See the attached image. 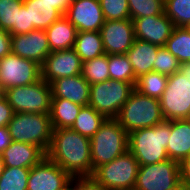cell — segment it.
Returning <instances> with one entry per match:
<instances>
[{"mask_svg":"<svg viewBox=\"0 0 190 190\" xmlns=\"http://www.w3.org/2000/svg\"><path fill=\"white\" fill-rule=\"evenodd\" d=\"M184 28L190 33V23Z\"/></svg>","mask_w":190,"mask_h":190,"instance_id":"c3c4849f","label":"cell"},{"mask_svg":"<svg viewBox=\"0 0 190 190\" xmlns=\"http://www.w3.org/2000/svg\"><path fill=\"white\" fill-rule=\"evenodd\" d=\"M64 16L78 32L100 31L105 23L99 0H71Z\"/></svg>","mask_w":190,"mask_h":190,"instance_id":"5bb4252c","label":"cell"},{"mask_svg":"<svg viewBox=\"0 0 190 190\" xmlns=\"http://www.w3.org/2000/svg\"><path fill=\"white\" fill-rule=\"evenodd\" d=\"M180 182L190 185V156L179 162Z\"/></svg>","mask_w":190,"mask_h":190,"instance_id":"60d3db41","label":"cell"},{"mask_svg":"<svg viewBox=\"0 0 190 190\" xmlns=\"http://www.w3.org/2000/svg\"><path fill=\"white\" fill-rule=\"evenodd\" d=\"M12 141L33 144L47 152L52 138L50 114L14 113L8 123Z\"/></svg>","mask_w":190,"mask_h":190,"instance_id":"5b68a950","label":"cell"},{"mask_svg":"<svg viewBox=\"0 0 190 190\" xmlns=\"http://www.w3.org/2000/svg\"><path fill=\"white\" fill-rule=\"evenodd\" d=\"M167 81V75L152 71L137 78L134 87L142 95L160 99L166 89Z\"/></svg>","mask_w":190,"mask_h":190,"instance_id":"4316f807","label":"cell"},{"mask_svg":"<svg viewBox=\"0 0 190 190\" xmlns=\"http://www.w3.org/2000/svg\"><path fill=\"white\" fill-rule=\"evenodd\" d=\"M92 170L128 151V133L115 119H106L90 139Z\"/></svg>","mask_w":190,"mask_h":190,"instance_id":"277c9868","label":"cell"},{"mask_svg":"<svg viewBox=\"0 0 190 190\" xmlns=\"http://www.w3.org/2000/svg\"><path fill=\"white\" fill-rule=\"evenodd\" d=\"M4 97L14 113L50 114L51 84L42 78L33 84L8 88L4 91Z\"/></svg>","mask_w":190,"mask_h":190,"instance_id":"8992f818","label":"cell"},{"mask_svg":"<svg viewBox=\"0 0 190 190\" xmlns=\"http://www.w3.org/2000/svg\"><path fill=\"white\" fill-rule=\"evenodd\" d=\"M105 120L106 118L90 105L82 106L71 129L91 139Z\"/></svg>","mask_w":190,"mask_h":190,"instance_id":"484cf974","label":"cell"},{"mask_svg":"<svg viewBox=\"0 0 190 190\" xmlns=\"http://www.w3.org/2000/svg\"><path fill=\"white\" fill-rule=\"evenodd\" d=\"M166 121L188 119L190 116V77L179 71L168 76L166 89L160 98Z\"/></svg>","mask_w":190,"mask_h":190,"instance_id":"9c48e42d","label":"cell"},{"mask_svg":"<svg viewBox=\"0 0 190 190\" xmlns=\"http://www.w3.org/2000/svg\"><path fill=\"white\" fill-rule=\"evenodd\" d=\"M130 19L151 17L164 13V0H128Z\"/></svg>","mask_w":190,"mask_h":190,"instance_id":"d6a6232c","label":"cell"},{"mask_svg":"<svg viewBox=\"0 0 190 190\" xmlns=\"http://www.w3.org/2000/svg\"><path fill=\"white\" fill-rule=\"evenodd\" d=\"M1 156L5 167L31 169L46 157V153L36 145L12 141L10 146L2 152Z\"/></svg>","mask_w":190,"mask_h":190,"instance_id":"d6986e66","label":"cell"},{"mask_svg":"<svg viewBox=\"0 0 190 190\" xmlns=\"http://www.w3.org/2000/svg\"><path fill=\"white\" fill-rule=\"evenodd\" d=\"M171 134V121L142 128L128 134V150L138 164L148 165L169 159L166 147Z\"/></svg>","mask_w":190,"mask_h":190,"instance_id":"7a4b0ae2","label":"cell"},{"mask_svg":"<svg viewBox=\"0 0 190 190\" xmlns=\"http://www.w3.org/2000/svg\"><path fill=\"white\" fill-rule=\"evenodd\" d=\"M12 143V138L8 126L0 127V154L6 150Z\"/></svg>","mask_w":190,"mask_h":190,"instance_id":"b9f144b4","label":"cell"},{"mask_svg":"<svg viewBox=\"0 0 190 190\" xmlns=\"http://www.w3.org/2000/svg\"><path fill=\"white\" fill-rule=\"evenodd\" d=\"M179 182V162L167 159L139 166L134 190H170Z\"/></svg>","mask_w":190,"mask_h":190,"instance_id":"8fae6325","label":"cell"},{"mask_svg":"<svg viewBox=\"0 0 190 190\" xmlns=\"http://www.w3.org/2000/svg\"><path fill=\"white\" fill-rule=\"evenodd\" d=\"M13 114L14 112L12 107L9 105L7 99L3 97L0 100V127L8 126Z\"/></svg>","mask_w":190,"mask_h":190,"instance_id":"f35d334b","label":"cell"},{"mask_svg":"<svg viewBox=\"0 0 190 190\" xmlns=\"http://www.w3.org/2000/svg\"><path fill=\"white\" fill-rule=\"evenodd\" d=\"M11 53L42 65L51 53L46 31L34 29L26 34L11 35Z\"/></svg>","mask_w":190,"mask_h":190,"instance_id":"2e32d148","label":"cell"},{"mask_svg":"<svg viewBox=\"0 0 190 190\" xmlns=\"http://www.w3.org/2000/svg\"><path fill=\"white\" fill-rule=\"evenodd\" d=\"M11 53V35L0 29V58Z\"/></svg>","mask_w":190,"mask_h":190,"instance_id":"ab89813d","label":"cell"},{"mask_svg":"<svg viewBox=\"0 0 190 190\" xmlns=\"http://www.w3.org/2000/svg\"><path fill=\"white\" fill-rule=\"evenodd\" d=\"M110 79L132 83L134 86L137 79L126 54L108 55Z\"/></svg>","mask_w":190,"mask_h":190,"instance_id":"f546056e","label":"cell"},{"mask_svg":"<svg viewBox=\"0 0 190 190\" xmlns=\"http://www.w3.org/2000/svg\"><path fill=\"white\" fill-rule=\"evenodd\" d=\"M170 190H190V185L179 182L174 188Z\"/></svg>","mask_w":190,"mask_h":190,"instance_id":"f6af8a7d","label":"cell"},{"mask_svg":"<svg viewBox=\"0 0 190 190\" xmlns=\"http://www.w3.org/2000/svg\"><path fill=\"white\" fill-rule=\"evenodd\" d=\"M166 152L170 160L180 162L190 156V121L171 120V134Z\"/></svg>","mask_w":190,"mask_h":190,"instance_id":"ffe728a7","label":"cell"},{"mask_svg":"<svg viewBox=\"0 0 190 190\" xmlns=\"http://www.w3.org/2000/svg\"><path fill=\"white\" fill-rule=\"evenodd\" d=\"M105 21L130 19L128 0H99Z\"/></svg>","mask_w":190,"mask_h":190,"instance_id":"836d02e7","label":"cell"},{"mask_svg":"<svg viewBox=\"0 0 190 190\" xmlns=\"http://www.w3.org/2000/svg\"><path fill=\"white\" fill-rule=\"evenodd\" d=\"M30 168L5 167L0 176V190H27Z\"/></svg>","mask_w":190,"mask_h":190,"instance_id":"4dcf8cb0","label":"cell"},{"mask_svg":"<svg viewBox=\"0 0 190 190\" xmlns=\"http://www.w3.org/2000/svg\"><path fill=\"white\" fill-rule=\"evenodd\" d=\"M129 134L132 131L156 126L165 121L160 99L133 90L115 118Z\"/></svg>","mask_w":190,"mask_h":190,"instance_id":"3957f363","label":"cell"},{"mask_svg":"<svg viewBox=\"0 0 190 190\" xmlns=\"http://www.w3.org/2000/svg\"><path fill=\"white\" fill-rule=\"evenodd\" d=\"M105 54H126L135 41L131 19L105 21L100 29Z\"/></svg>","mask_w":190,"mask_h":190,"instance_id":"9a60e30c","label":"cell"},{"mask_svg":"<svg viewBox=\"0 0 190 190\" xmlns=\"http://www.w3.org/2000/svg\"><path fill=\"white\" fill-rule=\"evenodd\" d=\"M45 31L51 52L68 50L74 47L78 31L64 15Z\"/></svg>","mask_w":190,"mask_h":190,"instance_id":"603a6c76","label":"cell"},{"mask_svg":"<svg viewBox=\"0 0 190 190\" xmlns=\"http://www.w3.org/2000/svg\"><path fill=\"white\" fill-rule=\"evenodd\" d=\"M164 47L180 63L190 62V33L184 27H175Z\"/></svg>","mask_w":190,"mask_h":190,"instance_id":"83f0119b","label":"cell"},{"mask_svg":"<svg viewBox=\"0 0 190 190\" xmlns=\"http://www.w3.org/2000/svg\"><path fill=\"white\" fill-rule=\"evenodd\" d=\"M71 180L58 164L44 157L30 169L27 190H68Z\"/></svg>","mask_w":190,"mask_h":190,"instance_id":"7c38bea8","label":"cell"},{"mask_svg":"<svg viewBox=\"0 0 190 190\" xmlns=\"http://www.w3.org/2000/svg\"><path fill=\"white\" fill-rule=\"evenodd\" d=\"M41 79V65L33 60L10 53L0 58V87L8 88L33 84Z\"/></svg>","mask_w":190,"mask_h":190,"instance_id":"30bf717a","label":"cell"},{"mask_svg":"<svg viewBox=\"0 0 190 190\" xmlns=\"http://www.w3.org/2000/svg\"><path fill=\"white\" fill-rule=\"evenodd\" d=\"M29 32V17L26 7L17 8L16 26L10 31V35L26 34Z\"/></svg>","mask_w":190,"mask_h":190,"instance_id":"74e56055","label":"cell"},{"mask_svg":"<svg viewBox=\"0 0 190 190\" xmlns=\"http://www.w3.org/2000/svg\"><path fill=\"white\" fill-rule=\"evenodd\" d=\"M68 190H108L93 177H74Z\"/></svg>","mask_w":190,"mask_h":190,"instance_id":"8d00e7d4","label":"cell"},{"mask_svg":"<svg viewBox=\"0 0 190 190\" xmlns=\"http://www.w3.org/2000/svg\"><path fill=\"white\" fill-rule=\"evenodd\" d=\"M81 75L90 85L109 80L108 55L103 54L83 62Z\"/></svg>","mask_w":190,"mask_h":190,"instance_id":"f1b7e54d","label":"cell"},{"mask_svg":"<svg viewBox=\"0 0 190 190\" xmlns=\"http://www.w3.org/2000/svg\"><path fill=\"white\" fill-rule=\"evenodd\" d=\"M164 13L175 27H186L190 23V0H164Z\"/></svg>","mask_w":190,"mask_h":190,"instance_id":"1f68e13d","label":"cell"},{"mask_svg":"<svg viewBox=\"0 0 190 190\" xmlns=\"http://www.w3.org/2000/svg\"><path fill=\"white\" fill-rule=\"evenodd\" d=\"M135 89L132 83L109 79L90 85L89 104L106 119L116 118Z\"/></svg>","mask_w":190,"mask_h":190,"instance_id":"52a82bcc","label":"cell"},{"mask_svg":"<svg viewBox=\"0 0 190 190\" xmlns=\"http://www.w3.org/2000/svg\"><path fill=\"white\" fill-rule=\"evenodd\" d=\"M28 11L29 32L34 29L46 30L63 16L52 4L44 0H23Z\"/></svg>","mask_w":190,"mask_h":190,"instance_id":"7402d4cb","label":"cell"},{"mask_svg":"<svg viewBox=\"0 0 190 190\" xmlns=\"http://www.w3.org/2000/svg\"><path fill=\"white\" fill-rule=\"evenodd\" d=\"M46 157L72 178L93 176L90 138L71 128L53 129Z\"/></svg>","mask_w":190,"mask_h":190,"instance_id":"6da1fadb","label":"cell"},{"mask_svg":"<svg viewBox=\"0 0 190 190\" xmlns=\"http://www.w3.org/2000/svg\"><path fill=\"white\" fill-rule=\"evenodd\" d=\"M139 164L128 150L111 162L97 167L93 178L108 190L134 189Z\"/></svg>","mask_w":190,"mask_h":190,"instance_id":"ba28073f","label":"cell"},{"mask_svg":"<svg viewBox=\"0 0 190 190\" xmlns=\"http://www.w3.org/2000/svg\"><path fill=\"white\" fill-rule=\"evenodd\" d=\"M135 38L158 46H165L175 28L165 13L133 20Z\"/></svg>","mask_w":190,"mask_h":190,"instance_id":"e0dca14e","label":"cell"},{"mask_svg":"<svg viewBox=\"0 0 190 190\" xmlns=\"http://www.w3.org/2000/svg\"><path fill=\"white\" fill-rule=\"evenodd\" d=\"M82 106L64 98H51L50 119L53 129L71 128Z\"/></svg>","mask_w":190,"mask_h":190,"instance_id":"cb8c5ba5","label":"cell"},{"mask_svg":"<svg viewBox=\"0 0 190 190\" xmlns=\"http://www.w3.org/2000/svg\"><path fill=\"white\" fill-rule=\"evenodd\" d=\"M180 62L164 46L157 50V57L153 63V71L167 76L173 75L179 70Z\"/></svg>","mask_w":190,"mask_h":190,"instance_id":"e575fe53","label":"cell"},{"mask_svg":"<svg viewBox=\"0 0 190 190\" xmlns=\"http://www.w3.org/2000/svg\"><path fill=\"white\" fill-rule=\"evenodd\" d=\"M178 71L181 75L190 77V62L180 63Z\"/></svg>","mask_w":190,"mask_h":190,"instance_id":"ee69618b","label":"cell"},{"mask_svg":"<svg viewBox=\"0 0 190 190\" xmlns=\"http://www.w3.org/2000/svg\"><path fill=\"white\" fill-rule=\"evenodd\" d=\"M159 47L158 45L135 39L126 55L132 65L136 79L153 71V63L156 60Z\"/></svg>","mask_w":190,"mask_h":190,"instance_id":"44dd1931","label":"cell"},{"mask_svg":"<svg viewBox=\"0 0 190 190\" xmlns=\"http://www.w3.org/2000/svg\"><path fill=\"white\" fill-rule=\"evenodd\" d=\"M82 63L73 48L53 51L47 55L41 65V78L51 84L58 78L80 75Z\"/></svg>","mask_w":190,"mask_h":190,"instance_id":"4fadbf2b","label":"cell"},{"mask_svg":"<svg viewBox=\"0 0 190 190\" xmlns=\"http://www.w3.org/2000/svg\"><path fill=\"white\" fill-rule=\"evenodd\" d=\"M52 98H64L75 104H89L90 84L82 75L62 77L51 83Z\"/></svg>","mask_w":190,"mask_h":190,"instance_id":"ac0fdd59","label":"cell"},{"mask_svg":"<svg viewBox=\"0 0 190 190\" xmlns=\"http://www.w3.org/2000/svg\"><path fill=\"white\" fill-rule=\"evenodd\" d=\"M49 4H52L62 15H65L67 7L71 0H44Z\"/></svg>","mask_w":190,"mask_h":190,"instance_id":"7bdbcfd3","label":"cell"},{"mask_svg":"<svg viewBox=\"0 0 190 190\" xmlns=\"http://www.w3.org/2000/svg\"><path fill=\"white\" fill-rule=\"evenodd\" d=\"M23 6V0H0V29L10 31L16 26L17 8Z\"/></svg>","mask_w":190,"mask_h":190,"instance_id":"d590c367","label":"cell"},{"mask_svg":"<svg viewBox=\"0 0 190 190\" xmlns=\"http://www.w3.org/2000/svg\"><path fill=\"white\" fill-rule=\"evenodd\" d=\"M73 49L82 62L105 54L100 31L77 32Z\"/></svg>","mask_w":190,"mask_h":190,"instance_id":"d4e9b609","label":"cell"},{"mask_svg":"<svg viewBox=\"0 0 190 190\" xmlns=\"http://www.w3.org/2000/svg\"><path fill=\"white\" fill-rule=\"evenodd\" d=\"M5 165H4V161L2 159V156L0 154V176L2 175L3 171H4Z\"/></svg>","mask_w":190,"mask_h":190,"instance_id":"bcb514c9","label":"cell"},{"mask_svg":"<svg viewBox=\"0 0 190 190\" xmlns=\"http://www.w3.org/2000/svg\"><path fill=\"white\" fill-rule=\"evenodd\" d=\"M4 97V90L0 87V100Z\"/></svg>","mask_w":190,"mask_h":190,"instance_id":"7dc6e473","label":"cell"}]
</instances>
